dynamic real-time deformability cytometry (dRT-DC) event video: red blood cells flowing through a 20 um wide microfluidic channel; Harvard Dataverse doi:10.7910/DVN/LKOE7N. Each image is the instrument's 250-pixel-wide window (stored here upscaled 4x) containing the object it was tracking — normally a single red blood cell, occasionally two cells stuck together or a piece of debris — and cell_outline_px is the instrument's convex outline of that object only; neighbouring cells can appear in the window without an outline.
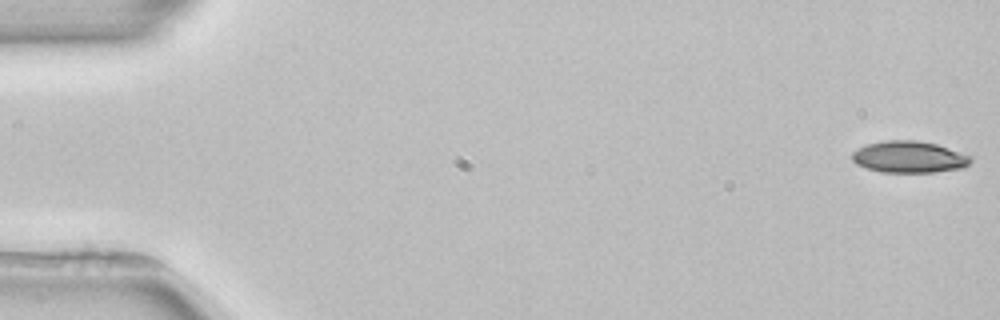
{"species": "common noctule bat (a hibernating species)", "species_latin": "Nyctalus noctula", "temperature_condition": "room temperature", "stored_images_in_passage": 8, "camera_frame_rate_fps": 3000, "um_per_image_px": 0.085, "animal": {"sex": "female", "body_mass_g": 22.7, "forearm_length_mm": 54.2}, "frame": {"image": 1, "passage_image": 1, "time_ms": 0.0, "image_size_px": [1000, 320], "cell_outline_px": [[972, 160], [964, 168], [936, 172], [880, 172], [856, 164], [852, 160], [852, 152], [868, 144], [884, 140], [916, 140], [936, 144], [972, 156]], "centroid_in_image_um": [77.29, 13.34], "position_along_channel_um": 7.7, "area_um2": 21.85}}
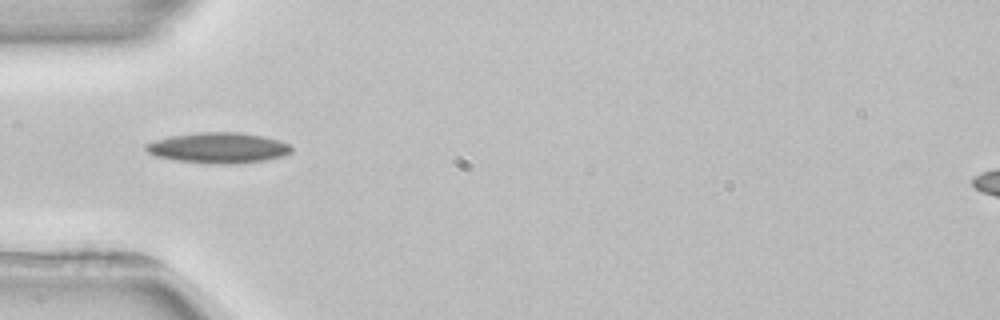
{"frame": {"image": 2, "passage_image": 5, "time_ms": 5.333, "image_size_px": [1000, 320], "cell_outline_px": [[292, 152], [284, 156], [264, 160], [236, 164], [220, 164], [176, 160], [156, 156], [148, 152], [144, 148], [144, 144], [156, 140], [172, 136], [200, 132], [240, 132], [264, 136], [280, 140], [288, 144], [292, 148]], "centroid_in_image_um": [18.59, 12.56], "position_along_channel_um": 66.4, "area_um2": 25.89}}